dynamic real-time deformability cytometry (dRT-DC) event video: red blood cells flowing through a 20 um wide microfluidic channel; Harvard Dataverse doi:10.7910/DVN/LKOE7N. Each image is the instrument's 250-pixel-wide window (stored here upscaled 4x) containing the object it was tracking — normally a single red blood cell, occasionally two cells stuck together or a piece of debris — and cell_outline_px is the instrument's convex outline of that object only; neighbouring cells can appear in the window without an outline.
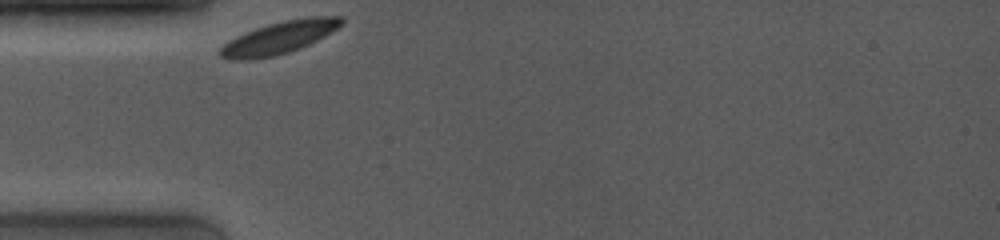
{"species": "common noctule bat (a hibernating species)", "species_latin": "Nyctalus noctula", "temperature_condition": "room temperature", "stored_images_in_passage": 2, "camera_frame_rate_fps": 4000, "um_per_image_px": 0.085, "animal": {"sex": "female", "body_mass_g": 19.0, "forearm_length_mm": 53.3}, "frame": {"image": 1, "passage_image": 1, "time_ms": 0.0, "image_size_px": [1000, 240], "cell_outline_px": [[344, 24], [324, 36], [300, 48], [288, 52], [272, 56], [248, 60], [228, 60], [220, 56], [220, 48], [224, 44], [236, 36], [256, 28], [268, 24], [284, 20], [308, 16], [344, 16]], "centroid_in_image_um": [23.75, 3.18], "position_along_channel_um": 61.2, "area_um2": 22.77}}